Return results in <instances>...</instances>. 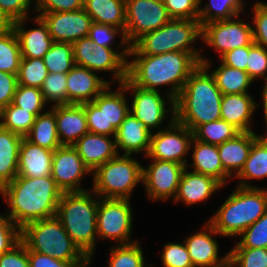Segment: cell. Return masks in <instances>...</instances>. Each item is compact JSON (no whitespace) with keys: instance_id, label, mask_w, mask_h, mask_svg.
<instances>
[{"instance_id":"obj_58","label":"cell","mask_w":267,"mask_h":267,"mask_svg":"<svg viewBox=\"0 0 267 267\" xmlns=\"http://www.w3.org/2000/svg\"><path fill=\"white\" fill-rule=\"evenodd\" d=\"M14 20L0 10V34L13 30Z\"/></svg>"},{"instance_id":"obj_33","label":"cell","mask_w":267,"mask_h":267,"mask_svg":"<svg viewBox=\"0 0 267 267\" xmlns=\"http://www.w3.org/2000/svg\"><path fill=\"white\" fill-rule=\"evenodd\" d=\"M25 138L52 151L62 146L57 132L55 112L51 110L38 115Z\"/></svg>"},{"instance_id":"obj_37","label":"cell","mask_w":267,"mask_h":267,"mask_svg":"<svg viewBox=\"0 0 267 267\" xmlns=\"http://www.w3.org/2000/svg\"><path fill=\"white\" fill-rule=\"evenodd\" d=\"M239 133L240 131L236 127L225 120L218 119L214 122L199 125L193 131V137L205 143L220 145Z\"/></svg>"},{"instance_id":"obj_13","label":"cell","mask_w":267,"mask_h":267,"mask_svg":"<svg viewBox=\"0 0 267 267\" xmlns=\"http://www.w3.org/2000/svg\"><path fill=\"white\" fill-rule=\"evenodd\" d=\"M172 119L169 121L168 128L152 132L150 149L145 157L156 160H164L176 162L185 165L187 168V160L184 155L192 149L191 142L193 132L186 126L178 123L175 120V115L172 114Z\"/></svg>"},{"instance_id":"obj_38","label":"cell","mask_w":267,"mask_h":267,"mask_svg":"<svg viewBox=\"0 0 267 267\" xmlns=\"http://www.w3.org/2000/svg\"><path fill=\"white\" fill-rule=\"evenodd\" d=\"M42 59L48 73H68L75 66L73 45L54 42Z\"/></svg>"},{"instance_id":"obj_40","label":"cell","mask_w":267,"mask_h":267,"mask_svg":"<svg viewBox=\"0 0 267 267\" xmlns=\"http://www.w3.org/2000/svg\"><path fill=\"white\" fill-rule=\"evenodd\" d=\"M138 241L126 245H115L111 249L109 267H147Z\"/></svg>"},{"instance_id":"obj_2","label":"cell","mask_w":267,"mask_h":267,"mask_svg":"<svg viewBox=\"0 0 267 267\" xmlns=\"http://www.w3.org/2000/svg\"><path fill=\"white\" fill-rule=\"evenodd\" d=\"M0 193L10 207L6 214L20 229L27 224L56 216L63 191L52 176L15 177Z\"/></svg>"},{"instance_id":"obj_51","label":"cell","mask_w":267,"mask_h":267,"mask_svg":"<svg viewBox=\"0 0 267 267\" xmlns=\"http://www.w3.org/2000/svg\"><path fill=\"white\" fill-rule=\"evenodd\" d=\"M255 27H252L253 41L267 50V3L256 2L253 5Z\"/></svg>"},{"instance_id":"obj_18","label":"cell","mask_w":267,"mask_h":267,"mask_svg":"<svg viewBox=\"0 0 267 267\" xmlns=\"http://www.w3.org/2000/svg\"><path fill=\"white\" fill-rule=\"evenodd\" d=\"M121 84L133 94L130 112L142 121L150 132L151 129L159 127L169 112L165 107L166 100L160 95V92L135 86L128 78Z\"/></svg>"},{"instance_id":"obj_6","label":"cell","mask_w":267,"mask_h":267,"mask_svg":"<svg viewBox=\"0 0 267 267\" xmlns=\"http://www.w3.org/2000/svg\"><path fill=\"white\" fill-rule=\"evenodd\" d=\"M202 37L199 20L171 19L161 28L146 33L130 46L129 55H159L173 51L192 53L200 61V53L191 44Z\"/></svg>"},{"instance_id":"obj_8","label":"cell","mask_w":267,"mask_h":267,"mask_svg":"<svg viewBox=\"0 0 267 267\" xmlns=\"http://www.w3.org/2000/svg\"><path fill=\"white\" fill-rule=\"evenodd\" d=\"M142 168L131 155H117L92 172V191L100 198L130 200L132 191L142 182Z\"/></svg>"},{"instance_id":"obj_35","label":"cell","mask_w":267,"mask_h":267,"mask_svg":"<svg viewBox=\"0 0 267 267\" xmlns=\"http://www.w3.org/2000/svg\"><path fill=\"white\" fill-rule=\"evenodd\" d=\"M201 1L199 0V15L198 20L202 26L213 21L229 20L237 18L243 8L242 0H210L205 4L204 8L200 7ZM214 10V12H212Z\"/></svg>"},{"instance_id":"obj_28","label":"cell","mask_w":267,"mask_h":267,"mask_svg":"<svg viewBox=\"0 0 267 267\" xmlns=\"http://www.w3.org/2000/svg\"><path fill=\"white\" fill-rule=\"evenodd\" d=\"M258 137L254 131L240 132L234 138L217 145L223 169L231 177L234 170L235 176L240 172L249 157L253 142Z\"/></svg>"},{"instance_id":"obj_24","label":"cell","mask_w":267,"mask_h":267,"mask_svg":"<svg viewBox=\"0 0 267 267\" xmlns=\"http://www.w3.org/2000/svg\"><path fill=\"white\" fill-rule=\"evenodd\" d=\"M26 18L14 21L13 30L17 36L22 58H43L54 40L51 38L46 23L40 16L35 17L39 28L26 30L22 26Z\"/></svg>"},{"instance_id":"obj_11","label":"cell","mask_w":267,"mask_h":267,"mask_svg":"<svg viewBox=\"0 0 267 267\" xmlns=\"http://www.w3.org/2000/svg\"><path fill=\"white\" fill-rule=\"evenodd\" d=\"M125 37L132 46L146 33L161 28L172 18L162 0H125Z\"/></svg>"},{"instance_id":"obj_39","label":"cell","mask_w":267,"mask_h":267,"mask_svg":"<svg viewBox=\"0 0 267 267\" xmlns=\"http://www.w3.org/2000/svg\"><path fill=\"white\" fill-rule=\"evenodd\" d=\"M22 54L14 30L0 34V71L18 74Z\"/></svg>"},{"instance_id":"obj_60","label":"cell","mask_w":267,"mask_h":267,"mask_svg":"<svg viewBox=\"0 0 267 267\" xmlns=\"http://www.w3.org/2000/svg\"><path fill=\"white\" fill-rule=\"evenodd\" d=\"M222 267H232V265L228 262L226 265H224Z\"/></svg>"},{"instance_id":"obj_41","label":"cell","mask_w":267,"mask_h":267,"mask_svg":"<svg viewBox=\"0 0 267 267\" xmlns=\"http://www.w3.org/2000/svg\"><path fill=\"white\" fill-rule=\"evenodd\" d=\"M48 70L42 58H22L17 74L18 84L41 88Z\"/></svg>"},{"instance_id":"obj_55","label":"cell","mask_w":267,"mask_h":267,"mask_svg":"<svg viewBox=\"0 0 267 267\" xmlns=\"http://www.w3.org/2000/svg\"><path fill=\"white\" fill-rule=\"evenodd\" d=\"M17 85L16 74L0 71V111L12 103Z\"/></svg>"},{"instance_id":"obj_14","label":"cell","mask_w":267,"mask_h":267,"mask_svg":"<svg viewBox=\"0 0 267 267\" xmlns=\"http://www.w3.org/2000/svg\"><path fill=\"white\" fill-rule=\"evenodd\" d=\"M206 45L218 51L220 57L236 48L250 46L253 41L252 26L246 22L229 20L213 21L202 26Z\"/></svg>"},{"instance_id":"obj_29","label":"cell","mask_w":267,"mask_h":267,"mask_svg":"<svg viewBox=\"0 0 267 267\" xmlns=\"http://www.w3.org/2000/svg\"><path fill=\"white\" fill-rule=\"evenodd\" d=\"M190 146L194 147L193 164L190 165L193 167L192 171L210 176L222 186L227 184L226 182L231 176L223 169L218 146L196 140L194 137Z\"/></svg>"},{"instance_id":"obj_50","label":"cell","mask_w":267,"mask_h":267,"mask_svg":"<svg viewBox=\"0 0 267 267\" xmlns=\"http://www.w3.org/2000/svg\"><path fill=\"white\" fill-rule=\"evenodd\" d=\"M21 240V229L6 215L0 214V255Z\"/></svg>"},{"instance_id":"obj_3","label":"cell","mask_w":267,"mask_h":267,"mask_svg":"<svg viewBox=\"0 0 267 267\" xmlns=\"http://www.w3.org/2000/svg\"><path fill=\"white\" fill-rule=\"evenodd\" d=\"M210 62L200 57V65L191 73L175 100V120L192 132L201 124L221 119L223 94L214 76L208 73Z\"/></svg>"},{"instance_id":"obj_26","label":"cell","mask_w":267,"mask_h":267,"mask_svg":"<svg viewBox=\"0 0 267 267\" xmlns=\"http://www.w3.org/2000/svg\"><path fill=\"white\" fill-rule=\"evenodd\" d=\"M222 185L214 178L184 169L174 202L182 201L186 205L205 201L216 192Z\"/></svg>"},{"instance_id":"obj_52","label":"cell","mask_w":267,"mask_h":267,"mask_svg":"<svg viewBox=\"0 0 267 267\" xmlns=\"http://www.w3.org/2000/svg\"><path fill=\"white\" fill-rule=\"evenodd\" d=\"M0 267H29L28 247L22 240L0 255Z\"/></svg>"},{"instance_id":"obj_54","label":"cell","mask_w":267,"mask_h":267,"mask_svg":"<svg viewBox=\"0 0 267 267\" xmlns=\"http://www.w3.org/2000/svg\"><path fill=\"white\" fill-rule=\"evenodd\" d=\"M29 267H86L91 262H66L28 248Z\"/></svg>"},{"instance_id":"obj_32","label":"cell","mask_w":267,"mask_h":267,"mask_svg":"<svg viewBox=\"0 0 267 267\" xmlns=\"http://www.w3.org/2000/svg\"><path fill=\"white\" fill-rule=\"evenodd\" d=\"M265 136V137H264ZM259 136L252 145L249 157L244 163L240 172L234 178L244 179L238 184L240 187L257 188V186L249 185L245 180L267 178V133Z\"/></svg>"},{"instance_id":"obj_56","label":"cell","mask_w":267,"mask_h":267,"mask_svg":"<svg viewBox=\"0 0 267 267\" xmlns=\"http://www.w3.org/2000/svg\"><path fill=\"white\" fill-rule=\"evenodd\" d=\"M33 0H0V10L14 21L28 19V9Z\"/></svg>"},{"instance_id":"obj_9","label":"cell","mask_w":267,"mask_h":267,"mask_svg":"<svg viewBox=\"0 0 267 267\" xmlns=\"http://www.w3.org/2000/svg\"><path fill=\"white\" fill-rule=\"evenodd\" d=\"M108 85L92 102L84 103L88 130L91 133L115 137L130 106L125 97V87L120 84L118 91H109Z\"/></svg>"},{"instance_id":"obj_57","label":"cell","mask_w":267,"mask_h":267,"mask_svg":"<svg viewBox=\"0 0 267 267\" xmlns=\"http://www.w3.org/2000/svg\"><path fill=\"white\" fill-rule=\"evenodd\" d=\"M248 55L249 46H243L223 54L220 61L222 64L247 72Z\"/></svg>"},{"instance_id":"obj_46","label":"cell","mask_w":267,"mask_h":267,"mask_svg":"<svg viewBox=\"0 0 267 267\" xmlns=\"http://www.w3.org/2000/svg\"><path fill=\"white\" fill-rule=\"evenodd\" d=\"M120 32L122 38L121 45L123 47L124 45L129 46L124 32L121 29L116 28L112 25L98 24L93 22L88 32V37L95 45H100L105 48L113 49L111 47L112 41H114V37H116V35Z\"/></svg>"},{"instance_id":"obj_48","label":"cell","mask_w":267,"mask_h":267,"mask_svg":"<svg viewBox=\"0 0 267 267\" xmlns=\"http://www.w3.org/2000/svg\"><path fill=\"white\" fill-rule=\"evenodd\" d=\"M161 257L164 267H194L185 244L167 243Z\"/></svg>"},{"instance_id":"obj_36","label":"cell","mask_w":267,"mask_h":267,"mask_svg":"<svg viewBox=\"0 0 267 267\" xmlns=\"http://www.w3.org/2000/svg\"><path fill=\"white\" fill-rule=\"evenodd\" d=\"M36 117L34 113L10 103L0 111V127L25 137L32 129Z\"/></svg>"},{"instance_id":"obj_44","label":"cell","mask_w":267,"mask_h":267,"mask_svg":"<svg viewBox=\"0 0 267 267\" xmlns=\"http://www.w3.org/2000/svg\"><path fill=\"white\" fill-rule=\"evenodd\" d=\"M232 267H267V248H233L229 251Z\"/></svg>"},{"instance_id":"obj_22","label":"cell","mask_w":267,"mask_h":267,"mask_svg":"<svg viewBox=\"0 0 267 267\" xmlns=\"http://www.w3.org/2000/svg\"><path fill=\"white\" fill-rule=\"evenodd\" d=\"M61 145H73L88 133L84 104L53 106Z\"/></svg>"},{"instance_id":"obj_34","label":"cell","mask_w":267,"mask_h":267,"mask_svg":"<svg viewBox=\"0 0 267 267\" xmlns=\"http://www.w3.org/2000/svg\"><path fill=\"white\" fill-rule=\"evenodd\" d=\"M211 74L223 95L249 93L247 89L254 82L246 71L225 64H221Z\"/></svg>"},{"instance_id":"obj_25","label":"cell","mask_w":267,"mask_h":267,"mask_svg":"<svg viewBox=\"0 0 267 267\" xmlns=\"http://www.w3.org/2000/svg\"><path fill=\"white\" fill-rule=\"evenodd\" d=\"M151 135L146 125L138 120L131 112L125 117L120 127L116 130V149L124 151L123 155L145 152L150 149Z\"/></svg>"},{"instance_id":"obj_5","label":"cell","mask_w":267,"mask_h":267,"mask_svg":"<svg viewBox=\"0 0 267 267\" xmlns=\"http://www.w3.org/2000/svg\"><path fill=\"white\" fill-rule=\"evenodd\" d=\"M208 220L224 236H239L267 211V189L237 186Z\"/></svg>"},{"instance_id":"obj_45","label":"cell","mask_w":267,"mask_h":267,"mask_svg":"<svg viewBox=\"0 0 267 267\" xmlns=\"http://www.w3.org/2000/svg\"><path fill=\"white\" fill-rule=\"evenodd\" d=\"M239 236L242 239L233 248H267V211Z\"/></svg>"},{"instance_id":"obj_47","label":"cell","mask_w":267,"mask_h":267,"mask_svg":"<svg viewBox=\"0 0 267 267\" xmlns=\"http://www.w3.org/2000/svg\"><path fill=\"white\" fill-rule=\"evenodd\" d=\"M247 73L253 81L267 79V50L254 42L249 46Z\"/></svg>"},{"instance_id":"obj_19","label":"cell","mask_w":267,"mask_h":267,"mask_svg":"<svg viewBox=\"0 0 267 267\" xmlns=\"http://www.w3.org/2000/svg\"><path fill=\"white\" fill-rule=\"evenodd\" d=\"M204 229L191 235L183 241L190 255L193 266L222 267L226 265L229 262V252L219 259L218 243L212 236L220 234L209 222L205 224Z\"/></svg>"},{"instance_id":"obj_12","label":"cell","mask_w":267,"mask_h":267,"mask_svg":"<svg viewBox=\"0 0 267 267\" xmlns=\"http://www.w3.org/2000/svg\"><path fill=\"white\" fill-rule=\"evenodd\" d=\"M132 209L128 199H105L99 197L97 208V236L113 239L119 245L129 241L132 232Z\"/></svg>"},{"instance_id":"obj_43","label":"cell","mask_w":267,"mask_h":267,"mask_svg":"<svg viewBox=\"0 0 267 267\" xmlns=\"http://www.w3.org/2000/svg\"><path fill=\"white\" fill-rule=\"evenodd\" d=\"M12 103L25 111L34 113L36 116L42 114L46 104L43 94L39 88L17 85Z\"/></svg>"},{"instance_id":"obj_15","label":"cell","mask_w":267,"mask_h":267,"mask_svg":"<svg viewBox=\"0 0 267 267\" xmlns=\"http://www.w3.org/2000/svg\"><path fill=\"white\" fill-rule=\"evenodd\" d=\"M152 160L154 161L147 168H142V184L146 187L148 197L163 201L175 198L186 166L176 162Z\"/></svg>"},{"instance_id":"obj_10","label":"cell","mask_w":267,"mask_h":267,"mask_svg":"<svg viewBox=\"0 0 267 267\" xmlns=\"http://www.w3.org/2000/svg\"><path fill=\"white\" fill-rule=\"evenodd\" d=\"M72 45L75 65L85 67L92 72L112 71L119 84L127 78L130 46H125L122 52L117 53L114 49L95 45L88 36Z\"/></svg>"},{"instance_id":"obj_23","label":"cell","mask_w":267,"mask_h":267,"mask_svg":"<svg viewBox=\"0 0 267 267\" xmlns=\"http://www.w3.org/2000/svg\"><path fill=\"white\" fill-rule=\"evenodd\" d=\"M54 151L31 143L25 137L21 140L16 177L38 178L51 176Z\"/></svg>"},{"instance_id":"obj_1","label":"cell","mask_w":267,"mask_h":267,"mask_svg":"<svg viewBox=\"0 0 267 267\" xmlns=\"http://www.w3.org/2000/svg\"><path fill=\"white\" fill-rule=\"evenodd\" d=\"M133 61L127 64V78L135 85L147 90L171 85L167 94L169 111L175 115V100L191 73L200 65L192 54L173 51L159 55H130ZM172 104V105H171Z\"/></svg>"},{"instance_id":"obj_17","label":"cell","mask_w":267,"mask_h":267,"mask_svg":"<svg viewBox=\"0 0 267 267\" xmlns=\"http://www.w3.org/2000/svg\"><path fill=\"white\" fill-rule=\"evenodd\" d=\"M40 17L46 23L54 42L73 44L88 36L92 18L82 8L70 12L42 13Z\"/></svg>"},{"instance_id":"obj_20","label":"cell","mask_w":267,"mask_h":267,"mask_svg":"<svg viewBox=\"0 0 267 267\" xmlns=\"http://www.w3.org/2000/svg\"><path fill=\"white\" fill-rule=\"evenodd\" d=\"M68 105L92 102L110 82L98 77L95 72L75 65L67 73Z\"/></svg>"},{"instance_id":"obj_53","label":"cell","mask_w":267,"mask_h":267,"mask_svg":"<svg viewBox=\"0 0 267 267\" xmlns=\"http://www.w3.org/2000/svg\"><path fill=\"white\" fill-rule=\"evenodd\" d=\"M84 0H36V11L42 13L70 12L83 8Z\"/></svg>"},{"instance_id":"obj_4","label":"cell","mask_w":267,"mask_h":267,"mask_svg":"<svg viewBox=\"0 0 267 267\" xmlns=\"http://www.w3.org/2000/svg\"><path fill=\"white\" fill-rule=\"evenodd\" d=\"M89 192H63L56 217L73 242L92 261L97 241L95 238H98L96 224L99 197L92 190ZM94 196L98 199H94Z\"/></svg>"},{"instance_id":"obj_27","label":"cell","mask_w":267,"mask_h":267,"mask_svg":"<svg viewBox=\"0 0 267 267\" xmlns=\"http://www.w3.org/2000/svg\"><path fill=\"white\" fill-rule=\"evenodd\" d=\"M256 107L258 106L249 93L224 94L221 99V119L240 132L253 131L250 125Z\"/></svg>"},{"instance_id":"obj_16","label":"cell","mask_w":267,"mask_h":267,"mask_svg":"<svg viewBox=\"0 0 267 267\" xmlns=\"http://www.w3.org/2000/svg\"><path fill=\"white\" fill-rule=\"evenodd\" d=\"M90 172L72 145H62L54 150L51 176L63 192L84 191L80 181Z\"/></svg>"},{"instance_id":"obj_30","label":"cell","mask_w":267,"mask_h":267,"mask_svg":"<svg viewBox=\"0 0 267 267\" xmlns=\"http://www.w3.org/2000/svg\"><path fill=\"white\" fill-rule=\"evenodd\" d=\"M83 9L94 23L112 25L125 33V0H84Z\"/></svg>"},{"instance_id":"obj_42","label":"cell","mask_w":267,"mask_h":267,"mask_svg":"<svg viewBox=\"0 0 267 267\" xmlns=\"http://www.w3.org/2000/svg\"><path fill=\"white\" fill-rule=\"evenodd\" d=\"M67 73H48L40 90L45 102H54V106L68 105Z\"/></svg>"},{"instance_id":"obj_59","label":"cell","mask_w":267,"mask_h":267,"mask_svg":"<svg viewBox=\"0 0 267 267\" xmlns=\"http://www.w3.org/2000/svg\"><path fill=\"white\" fill-rule=\"evenodd\" d=\"M262 105L264 108V116H265V121H266V126H267V79L265 81V84L263 86L262 90Z\"/></svg>"},{"instance_id":"obj_7","label":"cell","mask_w":267,"mask_h":267,"mask_svg":"<svg viewBox=\"0 0 267 267\" xmlns=\"http://www.w3.org/2000/svg\"><path fill=\"white\" fill-rule=\"evenodd\" d=\"M21 240L31 250L66 262H91L63 228L56 216L27 224Z\"/></svg>"},{"instance_id":"obj_21","label":"cell","mask_w":267,"mask_h":267,"mask_svg":"<svg viewBox=\"0 0 267 267\" xmlns=\"http://www.w3.org/2000/svg\"><path fill=\"white\" fill-rule=\"evenodd\" d=\"M82 158L83 163L91 173L100 165L115 158L119 152L116 149L115 137L88 132L72 145Z\"/></svg>"},{"instance_id":"obj_31","label":"cell","mask_w":267,"mask_h":267,"mask_svg":"<svg viewBox=\"0 0 267 267\" xmlns=\"http://www.w3.org/2000/svg\"><path fill=\"white\" fill-rule=\"evenodd\" d=\"M22 136L0 127V190L18 175Z\"/></svg>"},{"instance_id":"obj_49","label":"cell","mask_w":267,"mask_h":267,"mask_svg":"<svg viewBox=\"0 0 267 267\" xmlns=\"http://www.w3.org/2000/svg\"><path fill=\"white\" fill-rule=\"evenodd\" d=\"M172 19L198 20L199 0H162Z\"/></svg>"}]
</instances>
